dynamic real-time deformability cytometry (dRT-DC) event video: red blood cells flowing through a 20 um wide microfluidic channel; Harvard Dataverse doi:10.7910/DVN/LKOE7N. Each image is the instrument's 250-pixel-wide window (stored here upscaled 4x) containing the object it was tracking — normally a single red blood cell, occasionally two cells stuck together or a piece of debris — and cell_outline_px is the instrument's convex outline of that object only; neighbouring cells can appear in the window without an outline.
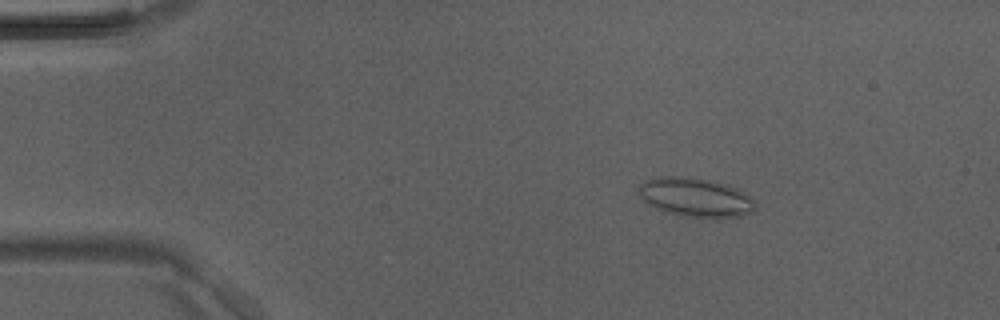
{"species": "Egyptian fruit bat (a non-hibernating species)", "species_latin": "Rousettus aegyptiacus", "temperature_condition": "room temperature", "stored_images_in_passage": 46, "camera_frame_rate_fps": 3000, "um_per_image_px": 0.085, "animal": {"sex": "male"}, "frame": {"image": 1, "passage_image": 8, "time_ms": 2.333, "image_size_px": [1000, 320], "cell_outline_px": [[756, 208], [752, 212], [744, 216], [684, 216], [668, 212], [656, 208], [648, 204], [640, 196], [640, 184], [648, 180], [664, 176], [680, 176], [708, 180], [728, 184], [752, 196], [756, 204]], "centroid_in_image_um": [59.17, 16.76], "position_along_channel_um": 25.8, "area_um2": 26.01}}
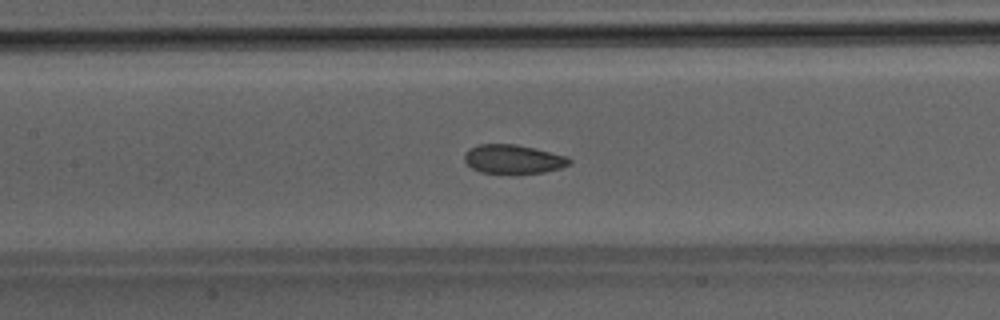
{"frame": {"image": 2, "passage_image": 22, "time_ms": 7.0, "image_size_px": [1000, 320], "cell_outline_px": [[572, 164], [560, 168], [544, 172], [480, 172], [472, 168], [464, 160], [464, 156], [472, 148], [480, 144], [516, 144], [564, 156], [572, 160]], "centroid_in_image_um": [43.63, 13.52], "position_along_channel_um": 163.8, "area_um2": 17.05}}
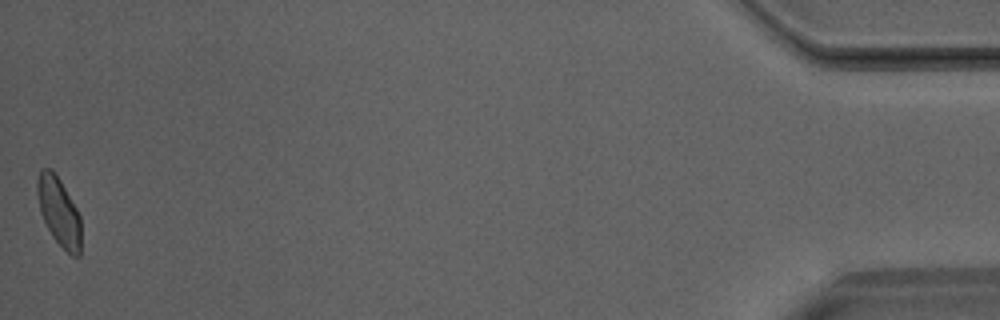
{"frame": {"image": 3, "passage_image": 46, "time_ms": 15.0, "image_size_px": [1000, 320], "cell_outline_px": [[80, 256], [72, 256], [52, 236], [40, 212], [36, 192], [36, 180], [40, 168], [48, 168], [60, 180], [76, 208], [80, 216]], "centroid_in_image_um": [4.98, 17.97], "position_along_channel_um": 430.2, "area_um2": 17.22}}